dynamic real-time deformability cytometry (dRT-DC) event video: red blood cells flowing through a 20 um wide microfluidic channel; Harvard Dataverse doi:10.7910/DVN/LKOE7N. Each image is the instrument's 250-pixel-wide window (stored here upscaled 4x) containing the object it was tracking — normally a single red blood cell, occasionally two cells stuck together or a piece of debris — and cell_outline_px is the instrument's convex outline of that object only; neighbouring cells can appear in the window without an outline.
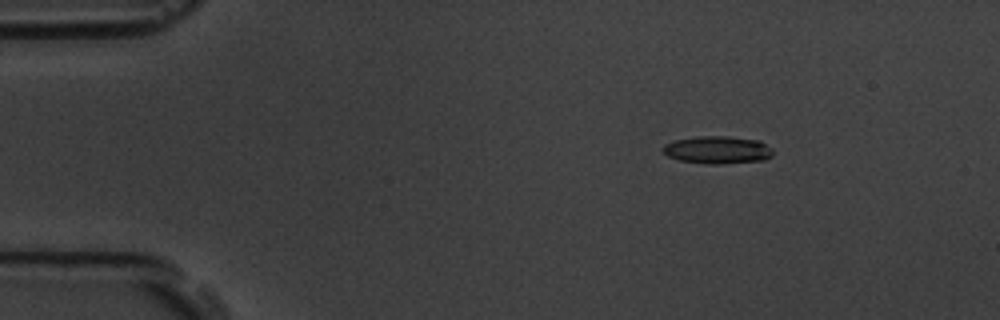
{"species": "common noctule bat (a hibernating species)", "species_latin": "Nyctalus noctula", "temperature_condition": "room temperature", "stored_images_in_passage": 6, "camera_frame_rate_fps": 3000, "um_per_image_px": 0.085, "animal": {"sex": "male", "body_mass_g": 19.5, "forearm_length_mm": 54.6}, "frame": {"image": 1, "passage_image": 3, "time_ms": 2.0, "image_size_px": [1000, 320], "cell_outline_px": [[772, 156], [764, 160], [720, 164], [708, 164], [680, 160], [668, 156], [660, 148], [664, 144], [676, 140], [700, 136], [724, 136], [760, 140], [772, 148]], "centroid_in_image_um": [61.0, 12.74], "position_along_channel_um": 24.0, "area_um2": 17.69}}